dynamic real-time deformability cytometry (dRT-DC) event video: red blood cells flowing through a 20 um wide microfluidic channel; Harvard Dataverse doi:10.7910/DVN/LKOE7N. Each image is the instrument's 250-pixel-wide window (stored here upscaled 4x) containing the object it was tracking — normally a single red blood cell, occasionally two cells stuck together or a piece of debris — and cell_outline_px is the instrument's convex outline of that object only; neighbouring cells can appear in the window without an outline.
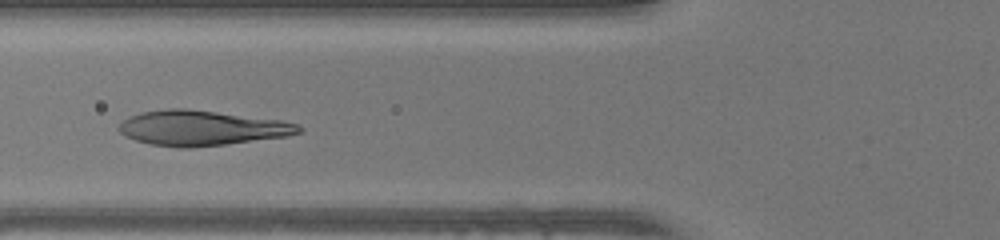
{"species": "human", "species_latin": "Homo sapiens", "temperature_condition": "warm", "stored_images_in_passage": 45, "camera_frame_rate_fps": 3000, "um_per_image_px": 0.085, "donor": {"sex": "female"}, "frame": {"image": 1, "passage_image": 15, "time_ms": 4.667, "image_size_px": [1000, 240], "cell_outline_px": [[304, 128], [300, 132], [288, 136], [192, 148], [180, 148], [152, 144], [136, 140], [124, 136], [116, 128], [128, 116], [140, 112], [168, 108], [184, 108], [280, 120], [300, 124]], "centroid_in_image_um": [17.11, 10.88], "position_along_channel_um": 108.7, "area_um2": 36.7}}
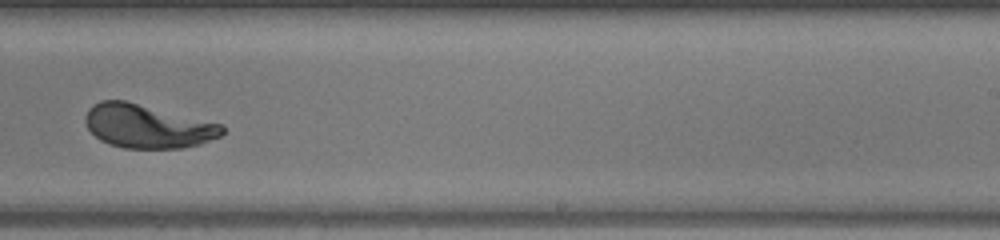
{"frame": {"image": 2, "passage_image": 27, "time_ms": 8.667, "image_size_px": [1000, 240], "cell_outline_px": [[224, 132], [220, 136], [200, 144], [180, 148], [124, 148], [108, 144], [100, 140], [88, 128], [84, 120], [84, 116], [88, 108], [92, 104], [100, 100], [124, 100], [220, 124], [224, 128]], "centroid_in_image_um": [12.47, 10.73], "position_along_channel_um": 276.5, "area_um2": 34.51}}
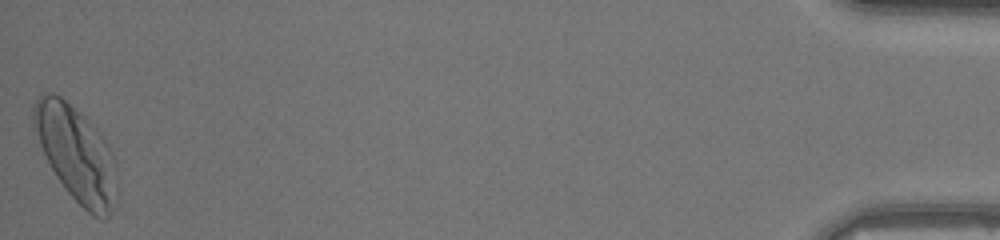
{"frame": {"image": 3, "passage_image": 45, "time_ms": 14.667, "image_size_px": [1000, 240], "cell_outline_px": [[116, 208], [104, 220], [100, 220], [92, 216], [64, 188], [56, 176], [32, 128], [32, 108], [36, 100], [44, 92], [52, 92], [60, 96], [84, 116], [100, 132], [108, 144], [112, 152], [116, 164]], "centroid_in_image_um": [6.5, 13.1], "position_along_channel_um": 428.7, "area_um2": 46.41}}